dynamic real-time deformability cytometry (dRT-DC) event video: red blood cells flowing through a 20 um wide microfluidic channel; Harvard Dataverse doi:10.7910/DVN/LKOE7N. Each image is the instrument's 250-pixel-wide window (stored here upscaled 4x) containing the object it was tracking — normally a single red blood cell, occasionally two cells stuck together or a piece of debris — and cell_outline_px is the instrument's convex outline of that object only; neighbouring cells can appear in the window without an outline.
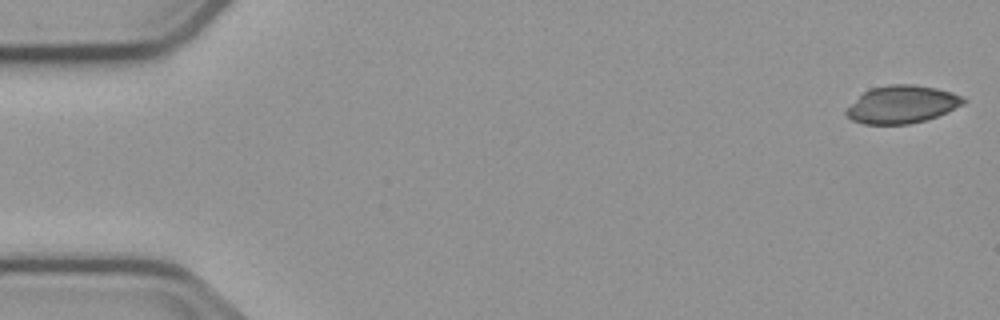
{"species": "common noctule bat (a hibernating species)", "species_latin": "Nyctalus noctula", "temperature_condition": "cold", "stored_images_in_passage": 4, "camera_frame_rate_fps": 3000, "um_per_image_px": 0.085, "animal": {"sex": "male", "body_mass_g": 23.1, "forearm_length_mm": 52.7}, "frame": {"image": 1, "passage_image": 1, "time_ms": 0.0, "image_size_px": [1000, 320], "cell_outline_px": [[968, 100], [964, 104], [936, 116], [924, 120], [908, 124], [864, 124], [852, 120], [844, 112], [864, 92], [872, 88], [888, 84], [912, 84], [936, 88], [952, 92], [964, 96]], "centroid_in_image_um": [76.7, 8.87], "position_along_channel_um": 8.3, "area_um2": 25.49}}
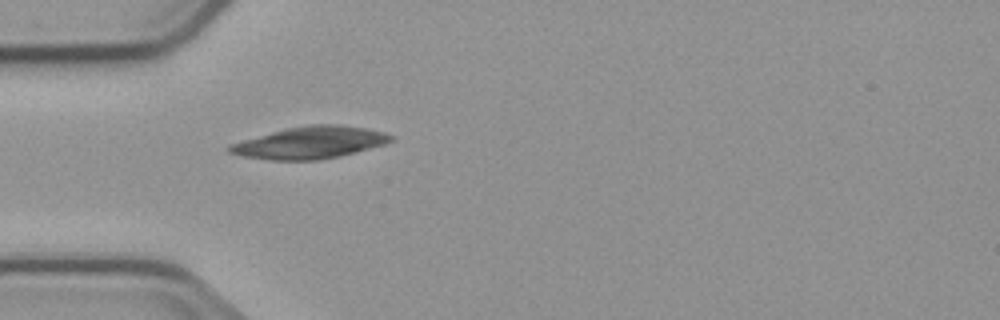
{"frame": {"image": 2, "passage_image": 4, "time_ms": 5.0, "image_size_px": [1000, 320], "cell_outline_px": [[392, 140], [384, 144], [340, 156], [316, 160], [268, 160], [244, 156], [228, 152], [224, 148], [228, 144], [272, 132], [288, 128], [308, 124], [336, 124], [364, 128], [384, 132], [392, 136]], "centroid_in_image_um": [26.3, 12.13], "position_along_channel_um": 58.7, "area_um2": 29.88}}